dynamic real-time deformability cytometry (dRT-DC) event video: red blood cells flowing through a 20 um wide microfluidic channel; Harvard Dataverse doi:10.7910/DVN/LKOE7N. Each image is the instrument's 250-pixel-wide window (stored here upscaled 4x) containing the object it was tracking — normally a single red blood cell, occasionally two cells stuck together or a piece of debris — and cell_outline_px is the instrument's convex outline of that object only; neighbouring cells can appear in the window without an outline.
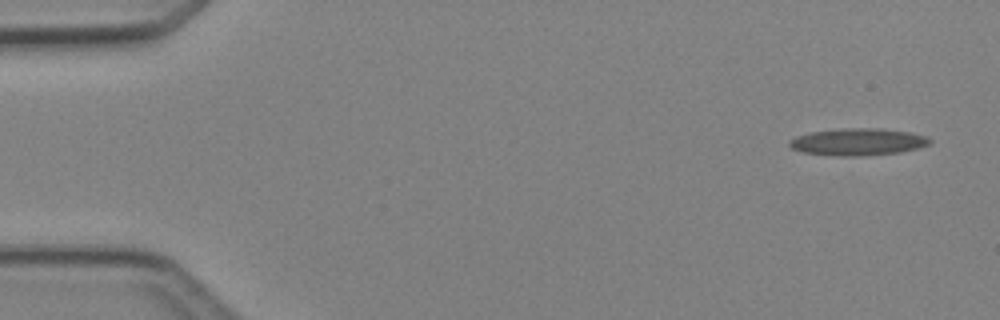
{"species": "Egyptian fruit bat (a non-hibernating species)", "species_latin": "Rousettus aegyptiacus", "temperature_condition": "cold", "stored_images_in_passage": 6, "segment_of_instrument_passage": [2, 2], "camera_frame_rate_fps": 3000, "um_per_image_px": 0.085, "animal": {"sex": "female"}, "frame": {"image": 1, "passage_image": 6, "time_ms": 6.0, "image_size_px": [1000, 320], "cell_outline_px": [[932, 140], [928, 144], [916, 148], [900, 152], [864, 156], [840, 156], [804, 152], [792, 148], [788, 144], [788, 140], [796, 136], [808, 132], [844, 128], [880, 128], [908, 132], [928, 136]], "centroid_in_image_um": [72.9, 12.05], "position_along_channel_um": 12.1, "area_um2": 22.14}}